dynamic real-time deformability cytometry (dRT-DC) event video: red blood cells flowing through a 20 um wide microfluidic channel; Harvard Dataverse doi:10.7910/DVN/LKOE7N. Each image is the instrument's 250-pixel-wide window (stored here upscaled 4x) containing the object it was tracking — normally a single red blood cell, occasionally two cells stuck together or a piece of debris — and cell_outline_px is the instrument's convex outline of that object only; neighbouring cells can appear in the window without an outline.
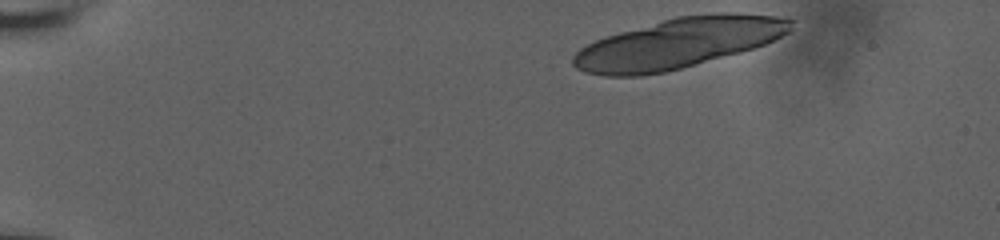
{"species": "human", "species_latin": "Homo sapiens", "temperature_condition": "room temperature", "stored_images_in_passage": 13, "camera_frame_rate_fps": 3000, "um_per_image_px": 0.085, "donor": {"sex": "male"}, "frame": {"image": 1, "passage_image": 1, "time_ms": 0.0, "image_size_px": [1000, 240], "cell_outline_px": [[796, 20], [792, 28], [788, 32], [764, 44], [740, 52], [680, 68], [664, 72], [640, 76], [604, 76], [584, 72], [576, 68], [572, 64], [572, 56], [580, 48], [596, 40], [620, 32], [676, 16], [712, 12], [736, 12], [776, 16]], "centroid_in_image_um": [57.66, 3.66], "position_along_channel_um": 27.3, "area_um2": 63.41}}
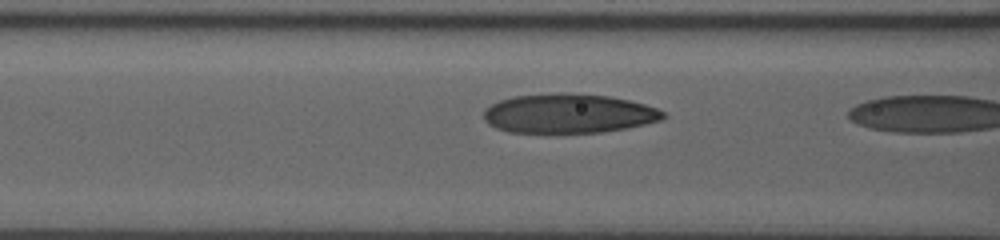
{"frame": {"image": 2, "passage_image": 12, "time_ms": 5.0, "image_size_px": [1000, 240], "cell_outline_px": [[668, 116], [660, 120], [644, 124], [624, 128], [600, 132], [508, 132], [496, 128], [488, 124], [484, 120], [484, 108], [500, 100], [512, 96], [556, 92], [564, 92], [608, 96], [628, 100], [644, 104], [656, 108], [664, 112]], "centroid_in_image_um": [48.29, 9.63], "position_along_channel_um": 118.3, "area_um2": 41.1}}